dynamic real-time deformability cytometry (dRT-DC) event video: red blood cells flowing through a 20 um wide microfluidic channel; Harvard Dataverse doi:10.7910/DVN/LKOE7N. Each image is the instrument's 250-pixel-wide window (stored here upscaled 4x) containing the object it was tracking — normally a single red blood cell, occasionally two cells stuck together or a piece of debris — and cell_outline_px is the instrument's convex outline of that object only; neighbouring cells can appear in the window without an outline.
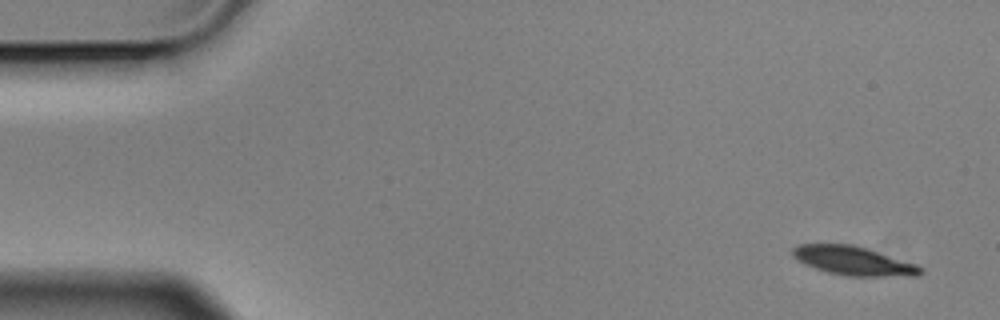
{"species": "Egyptian fruit bat (a non-hibernating species)", "species_latin": "Rousettus aegyptiacus", "temperature_condition": "cold", "stored_images_in_passage": 9, "camera_frame_rate_fps": 3000, "um_per_image_px": 0.085, "animal": {"sex": "male"}, "frame": {"image": 1, "passage_image": 1, "time_ms": 0.0, "image_size_px": [1000, 320], "cell_outline_px": [[924, 272], [920, 276], [848, 276], [828, 272], [804, 264], [796, 260], [792, 256], [792, 248], [796, 244], [852, 244], [868, 248], [916, 264], [924, 268]], "centroid_in_image_um": [72.56, 22.16], "position_along_channel_um": 12.4, "area_um2": 21.73}}
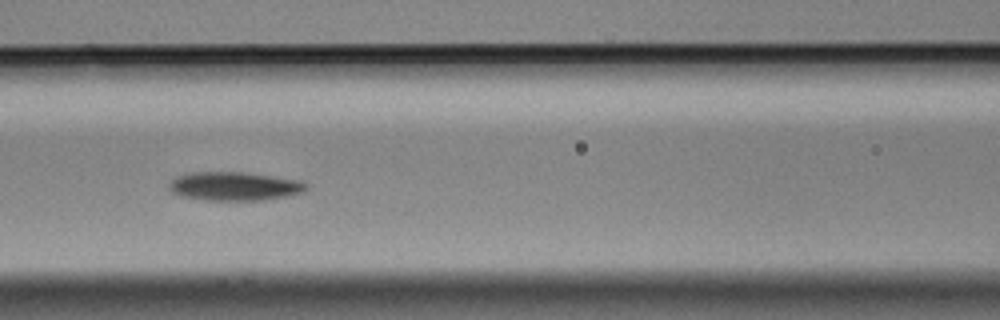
{"frame": {"image": 2, "passage_image": 7, "time_ms": 2.0, "image_size_px": [1000, 320], "cell_outline_px": [[308, 188], [304, 192], [264, 200], [208, 200], [180, 196], [172, 192], [168, 188], [168, 184], [176, 176], [192, 172], [244, 172], [304, 180], [308, 184]], "centroid_in_image_um": [19.95, 15.82], "position_along_channel_um": 146.6, "area_um2": 23.12}}
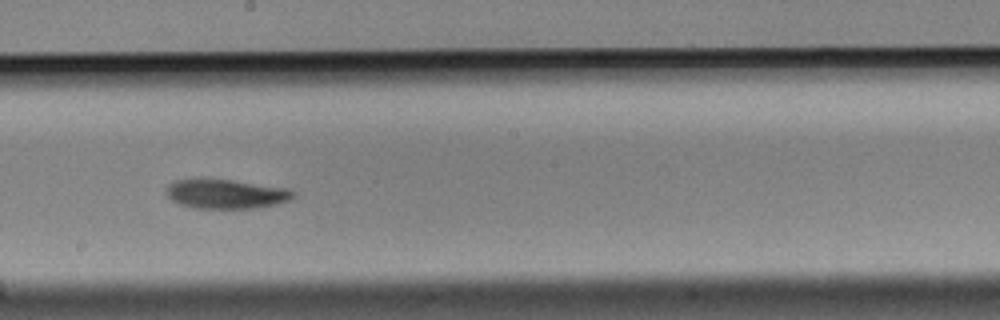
{"frame": {"image": 3, "passage_image": 9, "time_ms": 2.667, "image_size_px": [1000, 320], "cell_outline_px": [[296, 196], [288, 200], [276, 204], [256, 208], [196, 208], [180, 204], [172, 200], [164, 192], [168, 184], [176, 180], [200, 176], [208, 176], [292, 188], [296, 192]], "centroid_in_image_um": [19.2, 16.43], "position_along_channel_um": 229.0, "area_um2": 22.77}}